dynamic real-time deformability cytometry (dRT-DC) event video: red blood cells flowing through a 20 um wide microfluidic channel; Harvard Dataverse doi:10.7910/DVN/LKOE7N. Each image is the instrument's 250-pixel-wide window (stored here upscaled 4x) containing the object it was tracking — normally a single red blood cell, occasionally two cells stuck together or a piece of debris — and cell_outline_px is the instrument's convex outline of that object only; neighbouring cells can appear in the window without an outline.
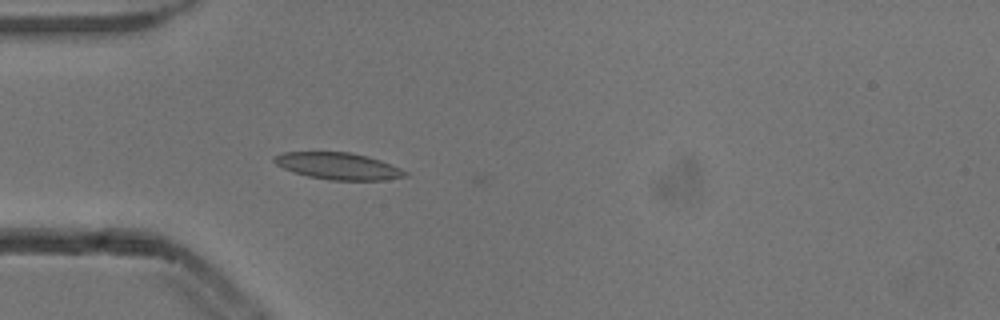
{"species": "common noctule bat (a hibernating species)", "species_latin": "Nyctalus noctula", "temperature_condition": "cold", "stored_images_in_passage": 3, "camera_frame_rate_fps": 3000, "um_per_image_px": 0.085, "animal": {"sex": "male", "body_mass_g": 13.3}, "frame": {"image": 1, "passage_image": 2, "time_ms": 0.333, "image_size_px": [1000, 320], "cell_outline_px": [[408, 176], [384, 180], [328, 180], [308, 176], [292, 172], [276, 164], [272, 160], [272, 156], [284, 152], [352, 152], [368, 156], [380, 160], [400, 168], [408, 172]], "centroid_in_image_um": [28.74, 14.11], "position_along_channel_um": 56.3, "area_um2": 20.58}}